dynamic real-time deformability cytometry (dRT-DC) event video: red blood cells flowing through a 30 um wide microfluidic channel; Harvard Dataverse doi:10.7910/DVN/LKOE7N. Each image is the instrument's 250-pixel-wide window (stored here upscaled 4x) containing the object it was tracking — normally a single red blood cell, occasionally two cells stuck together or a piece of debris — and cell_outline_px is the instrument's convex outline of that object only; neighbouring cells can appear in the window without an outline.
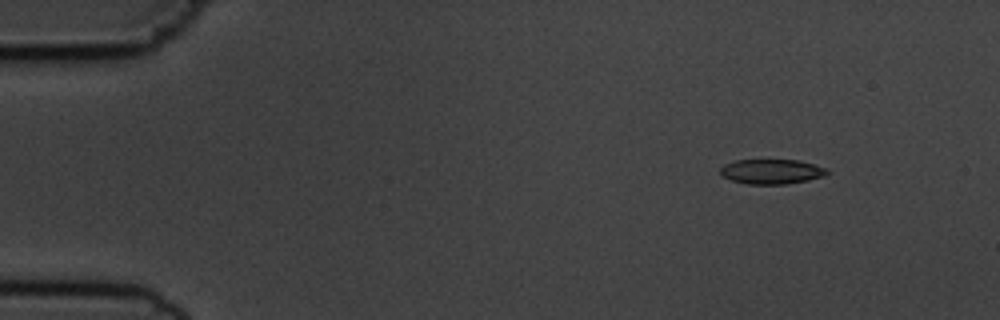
{"species": "common noctule bat (a hibernating species)", "species_latin": "Nyctalus noctula", "temperature_condition": "cold", "stored_images_in_passage": 49, "camera_frame_rate_fps": 3000, "um_per_image_px": 0.085, "animal": {"sex": "male", "body_mass_g": 19.5, "forearm_length_mm": 54.6}, "frame": {"image": 1, "passage_image": 1, "time_ms": 0.0, "image_size_px": [1000, 320], "cell_outline_px": [[828, 172], [824, 176], [808, 180], [788, 184], [748, 184], [732, 180], [724, 176], [720, 172], [720, 168], [724, 164], [736, 160], [800, 160], [828, 168]], "centroid_in_image_um": [65.61, 14.58], "position_along_channel_um": 19.4, "area_um2": 15.43}}
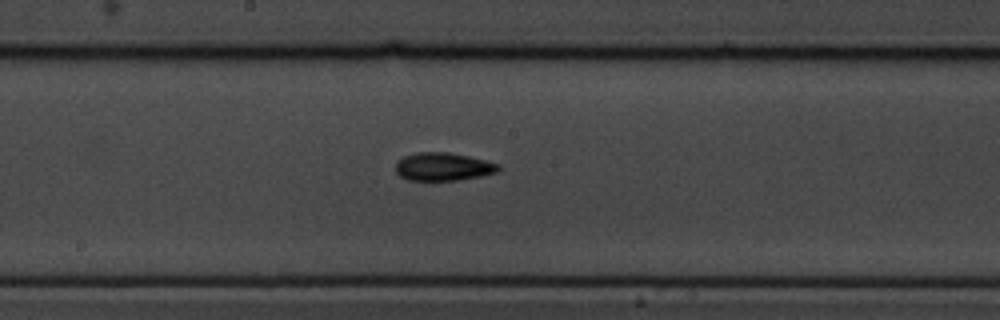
{"frame": {"image": 2, "passage_image": 24, "time_ms": 7.667, "image_size_px": [1000, 320], "cell_outline_px": [[500, 168], [496, 172], [480, 176], [456, 180], [408, 180], [400, 176], [396, 172], [396, 160], [404, 156], [416, 152], [448, 152], [468, 156], [500, 164]], "centroid_in_image_um": [37.63, 14.16], "position_along_channel_um": 210.6, "area_um2": 16.76}}
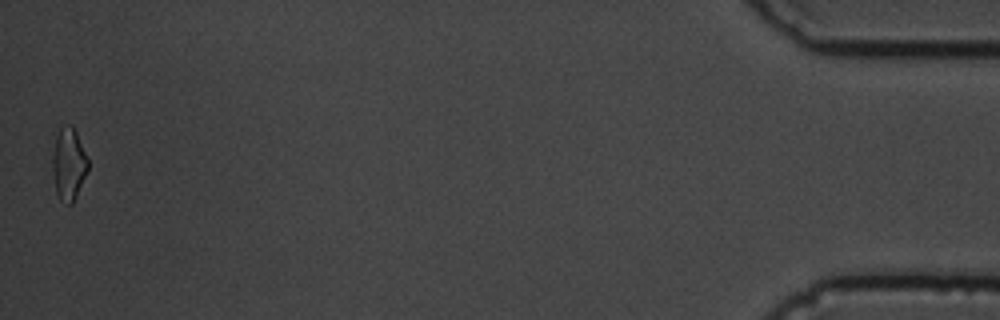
{"frame": {"image": 3, "passage_image": 49, "time_ms": 16.0, "image_size_px": [1000, 320], "cell_outline_px": [[88, 168], [76, 196], [72, 204], [68, 204], [60, 200], [56, 192], [52, 168], [52, 156], [56, 136], [60, 128], [68, 124], [72, 124], [76, 132], [88, 160]], "centroid_in_image_um": [5.82, 13.94], "position_along_channel_um": 429.4, "area_um2": 14.74}, "authors_computed_cell_mechanics": {"area_um2": 15.7794, "velocity_mm_per_s": 3.7018, "shape_relaxation_time_tau1_ms": 3.2478, "shape_relaxation_time_tau2_ms": null, "deformation_change_tau1": 0.1149, "deformation_change_tau2": null}}